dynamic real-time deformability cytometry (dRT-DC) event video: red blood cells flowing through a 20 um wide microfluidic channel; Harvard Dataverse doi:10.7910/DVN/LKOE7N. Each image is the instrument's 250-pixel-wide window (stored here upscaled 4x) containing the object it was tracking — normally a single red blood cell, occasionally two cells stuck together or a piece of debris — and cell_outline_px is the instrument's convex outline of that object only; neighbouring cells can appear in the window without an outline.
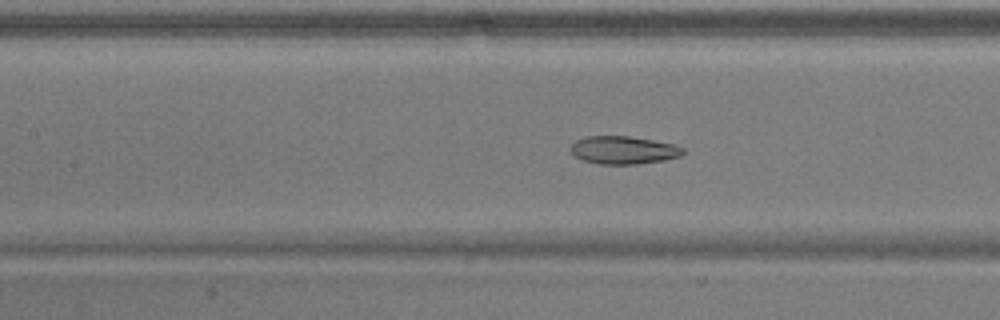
{"species": "common noctule bat (a hibernating species)", "species_latin": "Nyctalus noctula", "temperature_condition": "warm", "stored_images_in_passage": 54, "camera_frame_rate_fps": 3000, "um_per_image_px": 0.085, "animal": {"sex": "male", "body_mass_g": 17.9}, "frame": {"image": 1, "passage_image": 24, "time_ms": 7.667, "image_size_px": [1000, 320], "cell_outline_px": [[684, 152], [680, 156], [664, 160], [636, 164], [600, 164], [584, 160], [576, 156], [568, 148], [576, 140], [588, 136], [628, 136], [652, 140], [672, 144], [684, 148]], "centroid_in_image_um": [52.98, 12.75], "position_along_channel_um": 154.4, "area_um2": 18.09}}
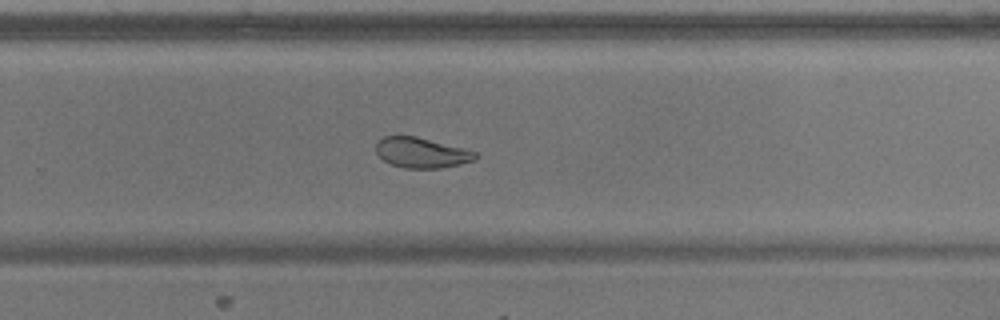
{"frame": {"image": 2, "passage_image": 35, "time_ms": 11.333, "image_size_px": [1000, 320], "cell_outline_px": [[480, 156], [476, 160], [460, 164], [440, 168], [404, 168], [392, 164], [384, 160], [376, 152], [376, 144], [384, 136], [416, 136], [464, 148], [476, 152]], "centroid_in_image_um": [35.87, 12.98], "position_along_channel_um": 293.9, "area_um2": 17.51}}
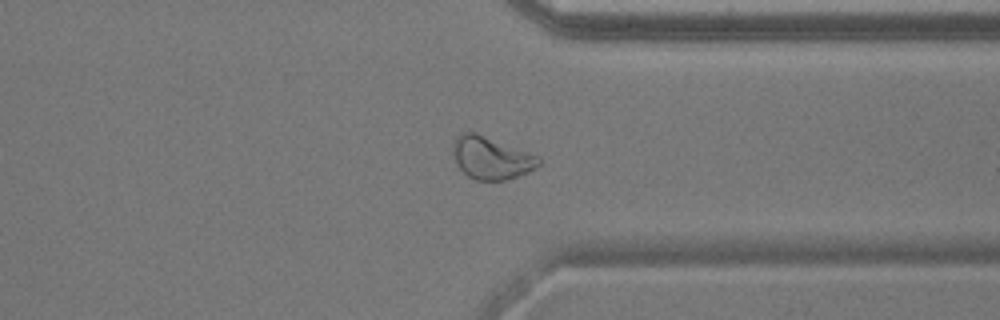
{"frame": {"image": 3, "passage_image": 41, "time_ms": 13.333, "image_size_px": [1000, 320], "cell_outline_px": [[540, 164], [536, 168], [528, 172], [504, 180], [476, 180], [468, 176], [456, 164], [452, 152], [452, 144], [456, 136], [464, 132], [476, 132], [540, 156]], "centroid_in_image_um": [41.74, 13.41], "position_along_channel_um": 369.7, "area_um2": 21.33}, "authors_computed_cell_mechanics": {"area_um2": 22.8599, "velocity_mm_per_s": 3.8287, "shape_relaxation_time_tau1_ms": 9.0201, "shape_relaxation_time_tau2_ms": 2.2063, "deformation_change_tau1": 0.1934, "deformation_change_tau2": 0.0726}}